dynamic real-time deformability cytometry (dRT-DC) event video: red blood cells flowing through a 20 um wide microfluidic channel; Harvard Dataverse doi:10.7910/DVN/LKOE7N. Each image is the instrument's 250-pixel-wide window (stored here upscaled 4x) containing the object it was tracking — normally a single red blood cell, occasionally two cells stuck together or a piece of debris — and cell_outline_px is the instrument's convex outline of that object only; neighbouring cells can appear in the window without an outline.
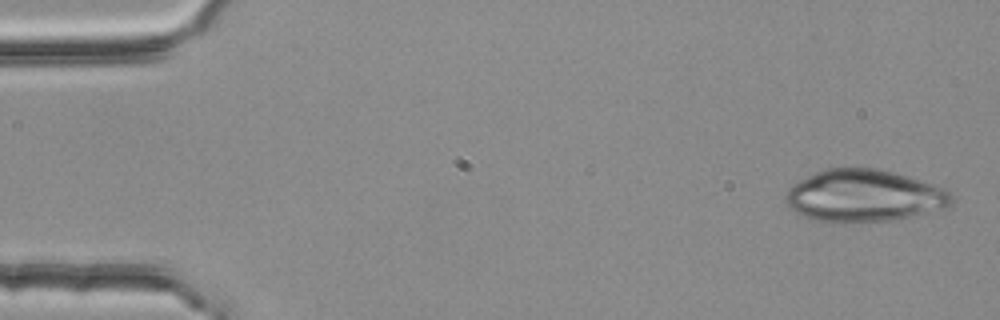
{"species": "common noctule bat (a hibernating species)", "species_latin": "Nyctalus noctula", "temperature_condition": "room temperature", "stored_images_in_passage": 5, "camera_frame_rate_fps": 3000, "um_per_image_px": 0.085, "animal": {"sex": "female", "body_mass_g": 25.1}, "frame": {"image": 1, "passage_image": 1, "time_ms": 0.0, "image_size_px": [1000, 320], "cell_outline_px": [[952, 204], [944, 208], [892, 220], [816, 220], [804, 216], [788, 208], [784, 200], [784, 196], [792, 184], [824, 168], [876, 168], [908, 176], [944, 188], [952, 192]], "centroid_in_image_um": [73.42, 16.61], "position_along_channel_um": 11.6, "area_um2": 49.53}}